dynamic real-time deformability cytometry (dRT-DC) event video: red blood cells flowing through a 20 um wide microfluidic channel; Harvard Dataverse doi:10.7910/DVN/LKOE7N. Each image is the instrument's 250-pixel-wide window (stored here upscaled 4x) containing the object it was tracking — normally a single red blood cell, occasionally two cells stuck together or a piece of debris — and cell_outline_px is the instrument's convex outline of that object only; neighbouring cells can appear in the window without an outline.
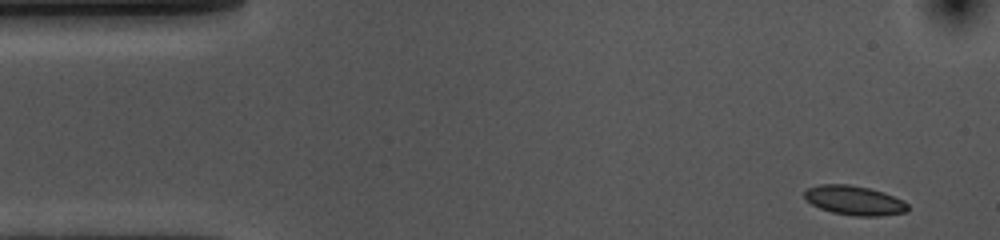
{"species": "common noctule bat (a hibernating species)", "species_latin": "Nyctalus noctula", "temperature_condition": "cold", "stored_images_in_passage": 52, "camera_frame_rate_fps": 3000, "um_per_image_px": 0.085, "animal": {"sex": "female", "body_mass_g": 10.0, "forearm_length_mm": 53.1}, "frame": {"image": 1, "passage_image": 1, "time_ms": 0.0, "image_size_px": [1000, 240], "cell_outline_px": [[908, 212], [880, 216], [856, 216], [832, 212], [820, 208], [812, 204], [804, 196], [804, 192], [808, 188], [820, 184], [848, 184], [868, 188], [884, 192], [904, 200], [908, 204]], "centroid_in_image_um": [72.66, 17.03], "position_along_channel_um": 12.3, "area_um2": 17.69}}
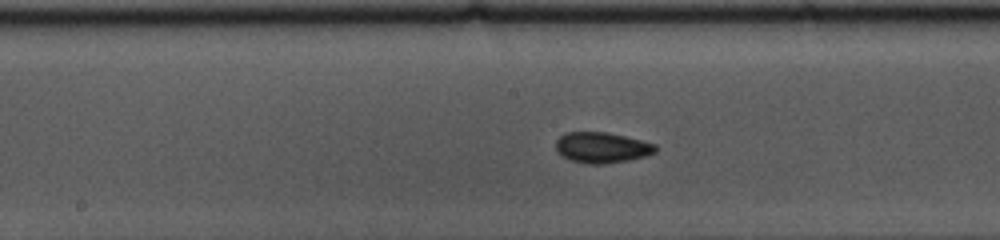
{"frame": {"image": 2, "passage_image": 24, "time_ms": 7.667, "image_size_px": [1000, 240], "cell_outline_px": [[656, 152], [648, 156], [628, 160], [604, 164], [588, 164], [572, 160], [560, 156], [556, 152], [556, 140], [564, 132], [608, 132], [656, 144]], "centroid_in_image_um": [51.14, 12.54], "position_along_channel_um": 197.1, "area_um2": 17.98}}
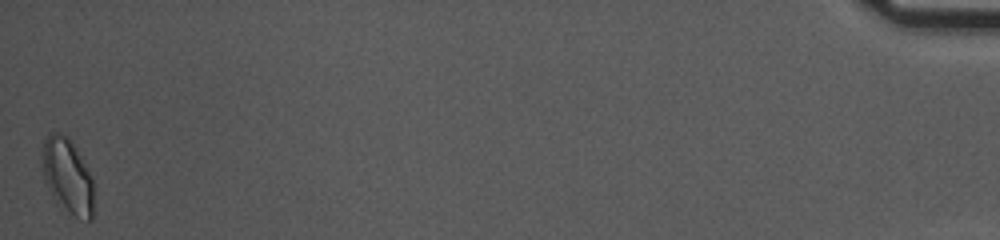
{"frame": {"image": 3, "passage_image": 52, "time_ms": 17.0, "image_size_px": [1000, 240], "cell_outline_px": [[92, 220], [88, 220], [76, 216], [56, 204], [44, 180], [40, 160], [44, 140], [52, 132], [56, 132], [68, 136], [76, 148], [92, 180]], "centroid_in_image_um": [5.68, 14.94], "position_along_channel_um": 429.5, "area_um2": 22.37}, "authors_computed_cell_mechanics": {"area_um2": 17.5423, "velocity_mm_per_s": 3.5853, "shape_relaxation_time_tau1_ms": 4.904, "shape_relaxation_time_tau2_ms": 2.1524, "deformation_change_tau1": 0.0889, "deformation_change_tau2": 0.0469}}